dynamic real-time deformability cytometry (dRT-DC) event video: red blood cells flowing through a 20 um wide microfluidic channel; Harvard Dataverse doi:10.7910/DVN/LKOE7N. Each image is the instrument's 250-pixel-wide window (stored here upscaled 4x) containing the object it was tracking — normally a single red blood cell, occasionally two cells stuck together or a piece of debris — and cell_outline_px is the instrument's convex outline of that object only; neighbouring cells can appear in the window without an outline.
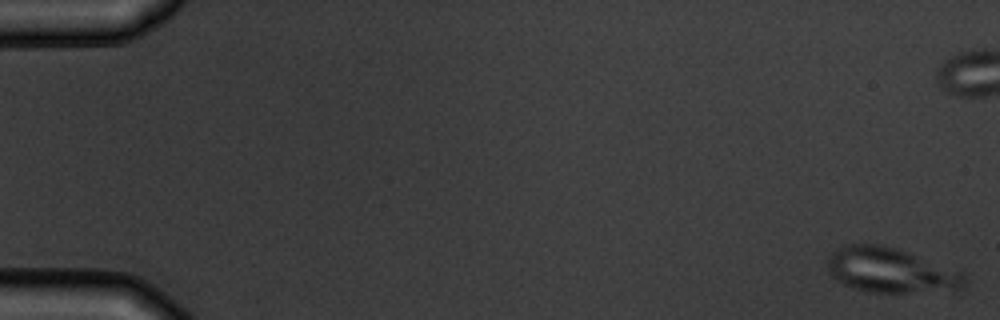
{"species": "common noctule bat (a hibernating species)", "species_latin": "Nyctalus noctula", "temperature_condition": "warm", "stored_images_in_passage": 18, "camera_frame_rate_fps": 3000, "um_per_image_px": 0.085, "animal": {"sex": "male", "body_mass_g": 19.5, "forearm_length_mm": 54.6}, "frame": {"image": 1, "passage_image": 1, "time_ms": 0.0, "image_size_px": [1000, 320], "cell_outline_px": [[964, 284], [960, 288], [908, 292], [868, 292], [852, 288], [836, 280], [828, 272], [828, 256], [832, 252], [844, 244], [880, 244], [896, 248], [908, 252], [964, 272]], "centroid_in_image_um": [75.63, 22.95], "position_along_channel_um": 9.4, "area_um2": 35.49}}